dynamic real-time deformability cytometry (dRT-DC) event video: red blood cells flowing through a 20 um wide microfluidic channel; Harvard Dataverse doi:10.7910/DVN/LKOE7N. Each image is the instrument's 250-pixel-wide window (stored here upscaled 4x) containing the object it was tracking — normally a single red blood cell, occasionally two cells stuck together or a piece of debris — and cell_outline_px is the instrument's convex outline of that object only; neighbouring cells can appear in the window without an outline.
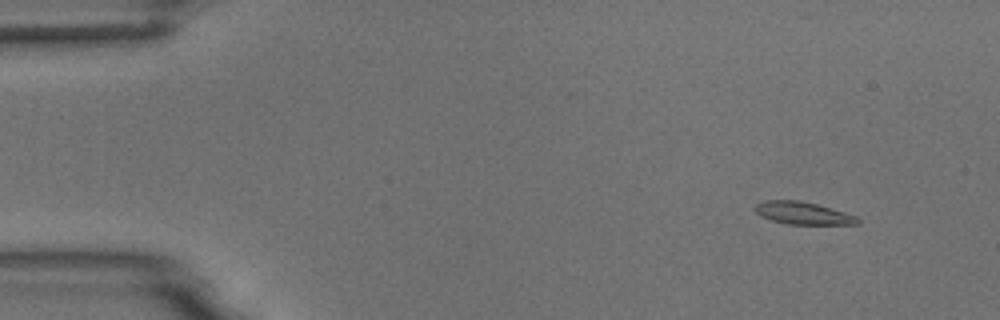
{"species": "common noctule bat (a hibernating species)", "species_latin": "Nyctalus noctula", "temperature_condition": "room temperature", "stored_images_in_passage": 6, "camera_frame_rate_fps": 3000, "um_per_image_px": 0.085, "animal": {"sex": "male", "body_mass_g": 18.8}, "frame": {"image": 1, "passage_image": 2, "time_ms": 1.0, "image_size_px": [1000, 320], "cell_outline_px": [[860, 224], [788, 224], [772, 220], [760, 216], [752, 208], [756, 204], [764, 200], [800, 200], [816, 204], [856, 216], [860, 220]], "centroid_in_image_um": [68.2, 18.11], "position_along_channel_um": 16.8, "area_um2": 13.35}}
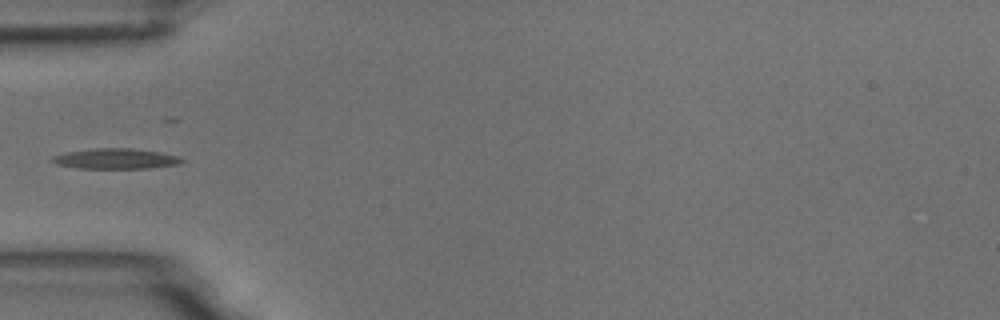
{"frame": {"image": 2, "passage_image": 5, "time_ms": 5.333, "image_size_px": [1000, 320], "cell_outline_px": [[184, 160], [180, 164], [148, 168], [80, 168], [56, 164], [52, 160], [52, 156], [68, 152], [96, 148], [128, 148], [160, 152], [180, 156]], "centroid_in_image_um": [9.88, 13.49], "position_along_channel_um": 75.1, "area_um2": 15.2}}